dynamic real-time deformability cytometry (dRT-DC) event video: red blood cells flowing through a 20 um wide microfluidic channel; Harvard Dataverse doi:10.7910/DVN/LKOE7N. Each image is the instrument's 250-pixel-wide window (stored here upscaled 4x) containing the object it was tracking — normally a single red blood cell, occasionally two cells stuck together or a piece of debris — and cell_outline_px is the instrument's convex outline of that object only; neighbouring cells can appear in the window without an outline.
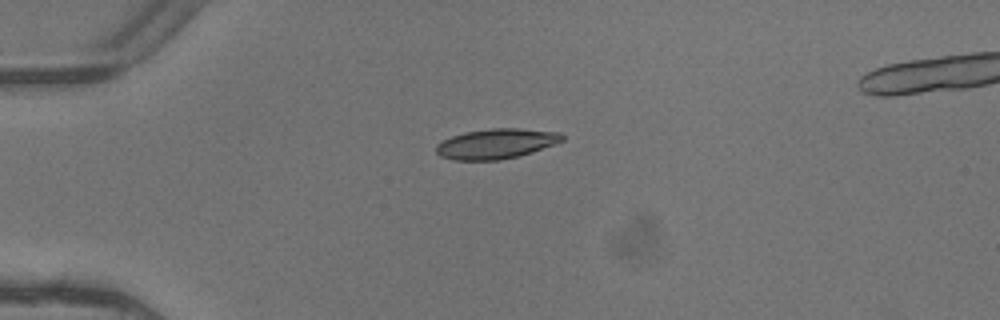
{"species": "common noctule bat (a hibernating species)", "species_latin": "Nyctalus noctula", "temperature_condition": "warm", "stored_images_in_passage": 3, "camera_frame_rate_fps": 3000, "um_per_image_px": 0.085, "animal": {"sex": "female"}, "frame": {"image": 1, "passage_image": 3, "time_ms": 0.667, "image_size_px": [1000, 320], "cell_outline_px": [[564, 140], [556, 144], [520, 156], [500, 160], [456, 160], [440, 156], [436, 152], [436, 144], [452, 136], [464, 132], [492, 128], [520, 128], [560, 132], [564, 136]], "centroid_in_image_um": [42.2, 12.21], "position_along_channel_um": 42.8, "area_um2": 22.2}}